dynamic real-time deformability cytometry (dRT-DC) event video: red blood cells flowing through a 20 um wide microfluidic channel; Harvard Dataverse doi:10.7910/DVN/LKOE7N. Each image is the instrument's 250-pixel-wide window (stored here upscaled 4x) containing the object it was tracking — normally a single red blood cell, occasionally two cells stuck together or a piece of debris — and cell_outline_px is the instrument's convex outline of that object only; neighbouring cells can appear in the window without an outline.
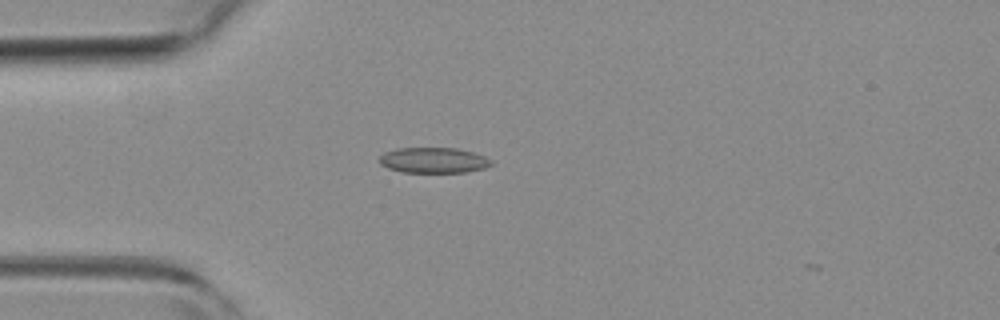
{"species": "common noctule bat (a hibernating species)", "species_latin": "Nyctalus noctula", "temperature_condition": "room temperature", "stored_images_in_passage": 4, "camera_frame_rate_fps": 3000, "um_per_image_px": 0.085, "animal": {"sex": "female", "body_mass_g": 19.3, "forearm_length_mm": 54.1}, "frame": {"image": 1, "passage_image": 2, "time_ms": 0.333, "image_size_px": [1000, 320], "cell_outline_px": [[492, 164], [484, 168], [468, 172], [400, 172], [388, 168], [380, 164], [380, 156], [384, 152], [396, 148], [456, 148], [472, 152], [484, 156], [492, 160]], "centroid_in_image_um": [36.84, 13.62], "position_along_channel_um": 48.2, "area_um2": 16.65}}